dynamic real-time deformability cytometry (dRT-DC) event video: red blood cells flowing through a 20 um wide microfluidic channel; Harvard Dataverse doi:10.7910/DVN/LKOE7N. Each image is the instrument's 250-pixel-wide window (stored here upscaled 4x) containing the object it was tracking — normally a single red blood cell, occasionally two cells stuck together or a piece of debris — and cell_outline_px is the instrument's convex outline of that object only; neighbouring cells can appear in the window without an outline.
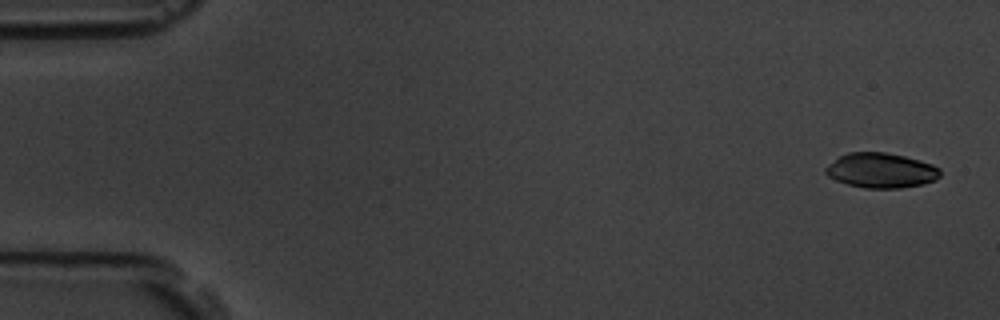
{"species": "common noctule bat (a hibernating species)", "species_latin": "Nyctalus noctula", "temperature_condition": "room temperature", "stored_images_in_passage": 4, "camera_frame_rate_fps": 3000, "um_per_image_px": 0.085, "animal": {"sex": "male", "body_mass_g": 19.5, "forearm_length_mm": 54.6}, "frame": {"image": 1, "passage_image": 1, "time_ms": 0.0, "image_size_px": [1000, 320], "cell_outline_px": [[940, 176], [936, 180], [924, 184], [900, 188], [864, 188], [848, 184], [836, 180], [828, 176], [824, 172], [824, 168], [828, 164], [840, 156], [848, 152], [884, 152], [904, 156], [920, 160], [932, 164], [940, 168]], "centroid_in_image_um": [74.89, 14.49], "position_along_channel_um": 10.1, "area_um2": 23.41}}